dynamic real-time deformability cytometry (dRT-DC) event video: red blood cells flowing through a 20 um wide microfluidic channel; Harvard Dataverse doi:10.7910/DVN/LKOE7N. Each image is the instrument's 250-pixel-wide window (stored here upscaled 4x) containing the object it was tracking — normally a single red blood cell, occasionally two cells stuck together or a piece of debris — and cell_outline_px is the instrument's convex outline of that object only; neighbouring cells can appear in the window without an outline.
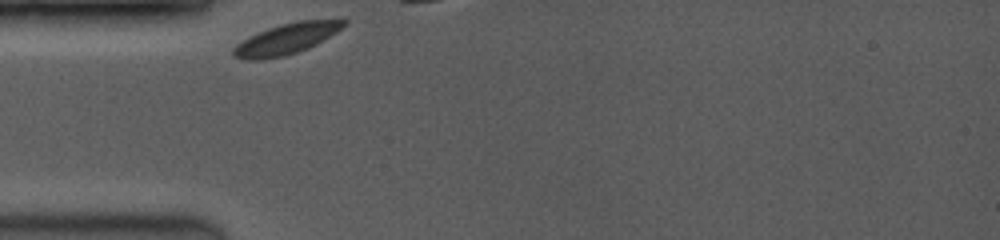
{"species": "common noctule bat (a hibernating species)", "species_latin": "Nyctalus noctula", "temperature_condition": "room temperature", "stored_images_in_passage": 4, "camera_frame_rate_fps": 3500, "um_per_image_px": 0.085, "animal": {"sex": "female", "body_mass_g": 19.0, "forearm_length_mm": 53.3}, "frame": {"image": 1, "passage_image": 1, "time_ms": 0.0, "image_size_px": [1000, 240], "cell_outline_px": [[348, 24], [336, 32], [316, 44], [308, 48], [284, 56], [264, 60], [244, 60], [232, 56], [232, 48], [236, 44], [268, 28], [280, 24], [296, 20], [344, 16], [348, 20]], "centroid_in_image_um": [24.46, 3.25], "position_along_channel_um": 60.5, "area_um2": 20.46}}